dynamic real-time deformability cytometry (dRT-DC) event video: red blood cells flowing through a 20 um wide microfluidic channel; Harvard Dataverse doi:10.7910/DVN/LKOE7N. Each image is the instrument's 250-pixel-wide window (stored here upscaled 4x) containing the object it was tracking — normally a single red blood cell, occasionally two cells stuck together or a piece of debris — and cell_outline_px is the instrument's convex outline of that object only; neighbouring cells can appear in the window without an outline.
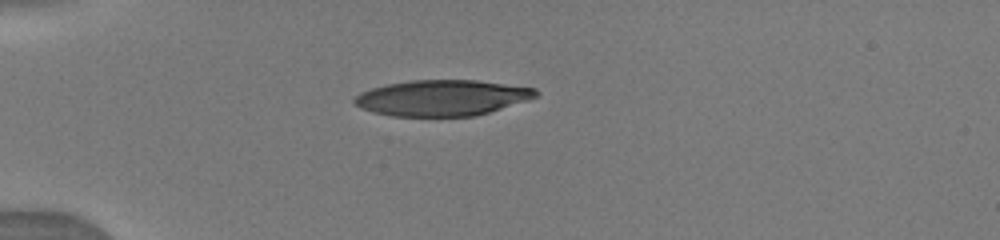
{"species": "human", "species_latin": "Homo sapiens", "temperature_condition": "warm", "stored_images_in_passage": 35, "camera_frame_rate_fps": 3000, "um_per_image_px": 0.085, "donor": {"sex": "male"}, "frame": {"image": 1, "passage_image": 1, "time_ms": 0.0, "image_size_px": [1000, 240], "cell_outline_px": [[540, 92], [536, 96], [528, 100], [476, 116], [392, 116], [372, 112], [360, 108], [352, 100], [360, 92], [372, 88], [388, 84], [412, 80], [476, 80], [536, 88]], "centroid_in_image_um": [37.57, 8.32], "position_along_channel_um": 47.4, "area_um2": 37.86}}
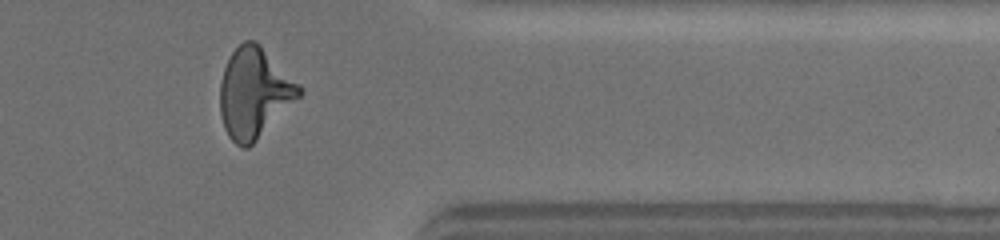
{"frame": {"image": 2, "passage_image": 25, "time_ms": 9.333, "image_size_px": [1000, 240], "cell_outline_px": [[304, 92], [248, 148], [244, 148], [236, 144], [228, 136], [224, 128], [220, 112], [220, 84], [224, 68], [232, 52], [244, 40], [256, 40], [300, 84]], "centroid_in_image_um": [21.61, 7.88], "position_along_channel_um": 389.8, "area_um2": 41.27}}